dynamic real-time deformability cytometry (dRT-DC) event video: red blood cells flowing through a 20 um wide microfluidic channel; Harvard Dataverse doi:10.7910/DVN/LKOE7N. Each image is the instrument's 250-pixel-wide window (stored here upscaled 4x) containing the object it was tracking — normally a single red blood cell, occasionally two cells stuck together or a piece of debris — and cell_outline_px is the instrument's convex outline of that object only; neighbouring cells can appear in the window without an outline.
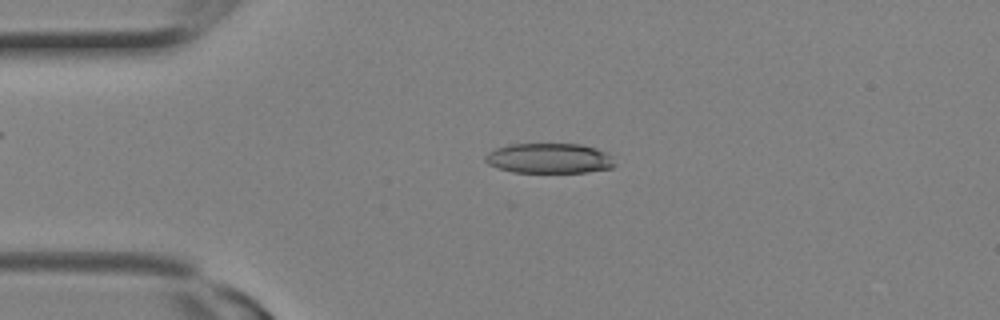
{"species": "Egyptian fruit bat (a non-hibernating species)", "species_latin": "Rousettus aegyptiacus", "temperature_condition": "room temperature", "stored_images_in_passage": 11, "camera_frame_rate_fps": 3000, "um_per_image_px": 0.085, "animal": {"sex": "female"}, "frame": {"image": 1, "passage_image": 5, "time_ms": 1.333, "image_size_px": [1000, 320], "cell_outline_px": [[616, 164], [612, 168], [588, 172], [512, 172], [488, 164], [484, 160], [484, 156], [488, 152], [496, 148], [508, 144], [580, 144], [596, 148], [608, 152], [612, 156]], "centroid_in_image_um": [46.71, 13.45], "position_along_channel_um": 38.3, "area_um2": 22.89}}
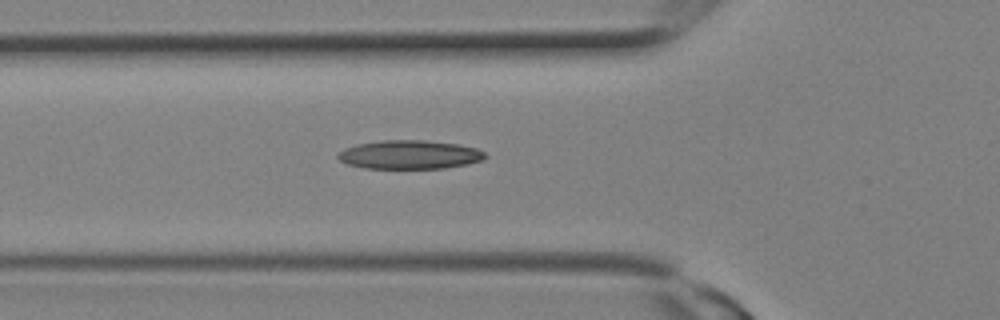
{"frame": {"image": 2, "passage_image": 8, "time_ms": 2.333, "image_size_px": [1000, 320], "cell_outline_px": [[488, 156], [484, 160], [468, 164], [444, 168], [364, 168], [348, 164], [340, 160], [336, 156], [344, 148], [356, 144], [380, 140], [424, 140], [460, 144], [476, 148], [484, 152]], "centroid_in_image_um": [34.84, 13.14], "position_along_channel_um": 91.0, "area_um2": 24.8}}
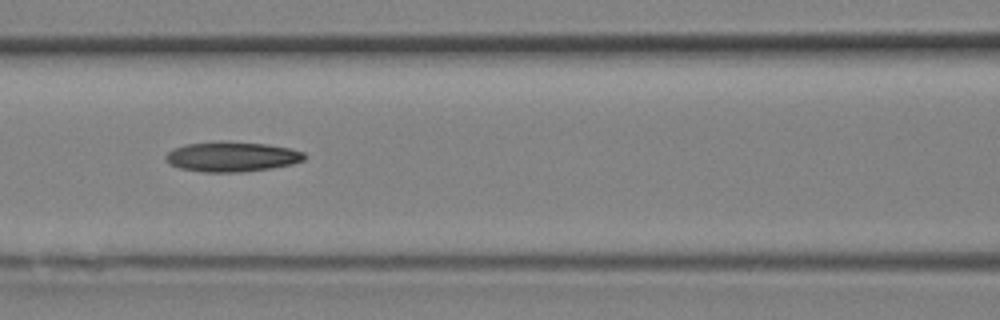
{"frame": {"image": 3, "passage_image": 10, "time_ms": 3.0, "image_size_px": [1000, 320], "cell_outline_px": [[308, 156], [304, 160], [292, 164], [272, 168], [240, 172], [204, 172], [180, 168], [168, 164], [164, 156], [172, 148], [184, 144], [220, 140], [268, 144], [292, 148], [304, 152]], "centroid_in_image_um": [19.7, 13.3], "position_along_channel_um": 146.9, "area_um2": 24.74}}